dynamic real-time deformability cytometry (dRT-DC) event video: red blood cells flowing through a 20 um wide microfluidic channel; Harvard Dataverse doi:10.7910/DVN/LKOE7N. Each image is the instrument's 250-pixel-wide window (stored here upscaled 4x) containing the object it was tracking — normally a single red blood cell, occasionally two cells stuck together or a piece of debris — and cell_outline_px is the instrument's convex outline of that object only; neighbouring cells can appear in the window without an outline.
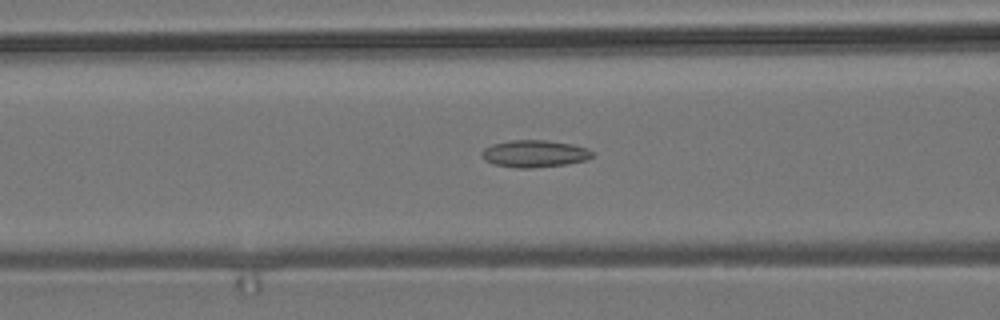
{"species": "common noctule bat (a hibernating species)", "species_latin": "Nyctalus noctula", "temperature_condition": "room temperature", "stored_images_in_passage": 55, "camera_frame_rate_fps": 3000, "um_per_image_px": 0.085, "animal": {"sex": "male", "body_mass_g": 19.2, "forearm_length_mm": 51.8}, "frame": {"image": 1, "passage_image": 22, "time_ms": 7.0, "image_size_px": [1000, 320], "cell_outline_px": [[592, 156], [588, 160], [564, 164], [532, 168], [516, 168], [492, 164], [484, 160], [480, 156], [480, 152], [484, 148], [492, 144], [512, 140], [548, 140], [572, 144], [588, 148], [592, 152]], "centroid_in_image_um": [45.39, 13.06], "position_along_channel_um": 121.2, "area_um2": 17.63}}
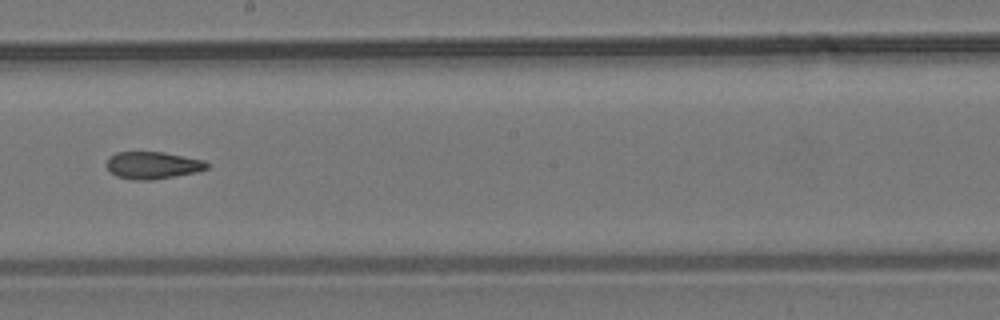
{"frame": {"image": 2, "passage_image": 31, "time_ms": 10.0, "image_size_px": [1000, 320], "cell_outline_px": [[208, 168], [196, 172], [152, 180], [132, 180], [116, 176], [108, 168], [108, 156], [116, 152], [164, 152], [204, 160], [208, 164]], "centroid_in_image_um": [12.98, 14.04], "position_along_channel_um": 235.2, "area_um2": 15.84}}
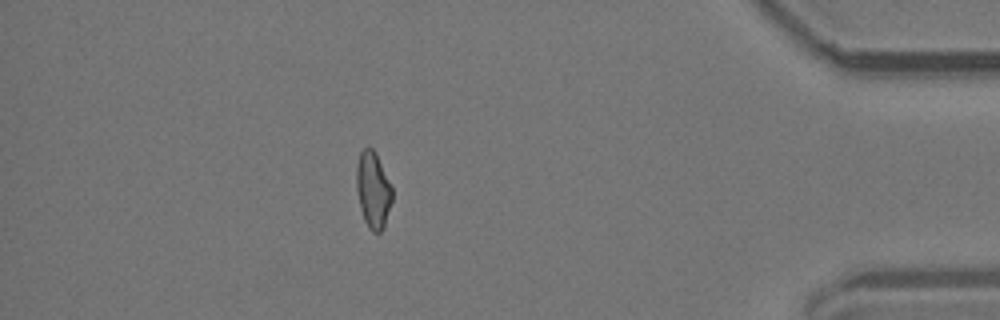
{"frame": {"image": 3, "passage_image": 48, "time_ms": 15.667, "image_size_px": [1000, 320], "cell_outline_px": [[392, 200], [384, 228], [380, 232], [372, 232], [368, 228], [364, 220], [360, 208], [356, 188], [356, 164], [360, 152], [368, 144], [376, 152], [392, 188]], "centroid_in_image_um": [31.7, 16.13], "position_along_channel_um": 403.5, "area_um2": 16.13}, "authors_computed_cell_mechanics": {"area_um2": 16.5886, "velocity_mm_per_s": 3.8111, "shape_relaxation_time_tau1_ms": null, "shape_relaxation_time_tau2_ms": 2.7745, "deformation_change_tau1": null, "deformation_change_tau2": 0.1073}}